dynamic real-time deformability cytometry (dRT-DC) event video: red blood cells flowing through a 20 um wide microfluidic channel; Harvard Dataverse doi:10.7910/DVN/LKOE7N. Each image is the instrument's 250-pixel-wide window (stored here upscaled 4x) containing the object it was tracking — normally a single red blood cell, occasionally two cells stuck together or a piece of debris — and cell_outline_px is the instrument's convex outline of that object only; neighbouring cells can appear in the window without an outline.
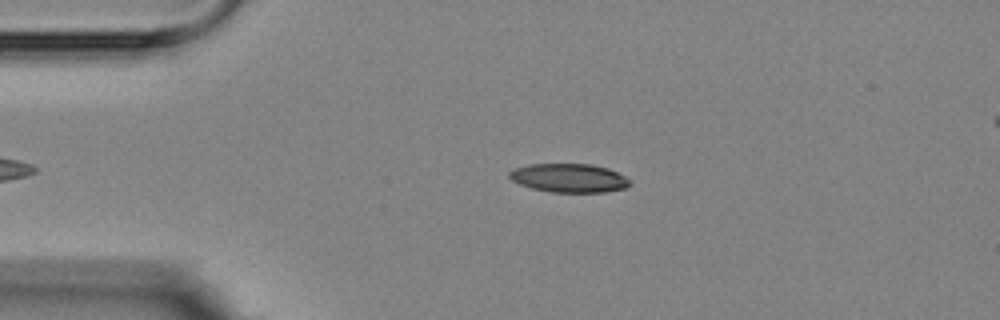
{"species": "Egyptian fruit bat (a non-hibernating species)", "species_latin": "Rousettus aegyptiacus", "temperature_condition": "room temperature", "stored_images_in_passage": 6, "camera_frame_rate_fps": 3000, "um_per_image_px": 0.085, "animal": {"sex": "female"}, "frame": {"image": 1, "passage_image": 3, "time_ms": 2.333, "image_size_px": [1000, 320], "cell_outline_px": [[632, 184], [624, 188], [604, 192], [552, 192], [532, 188], [520, 184], [512, 180], [508, 176], [508, 172], [516, 168], [528, 164], [592, 164], [608, 168], [632, 180]], "centroid_in_image_um": [48.38, 15.12], "position_along_channel_um": 36.6, "area_um2": 20.17}}